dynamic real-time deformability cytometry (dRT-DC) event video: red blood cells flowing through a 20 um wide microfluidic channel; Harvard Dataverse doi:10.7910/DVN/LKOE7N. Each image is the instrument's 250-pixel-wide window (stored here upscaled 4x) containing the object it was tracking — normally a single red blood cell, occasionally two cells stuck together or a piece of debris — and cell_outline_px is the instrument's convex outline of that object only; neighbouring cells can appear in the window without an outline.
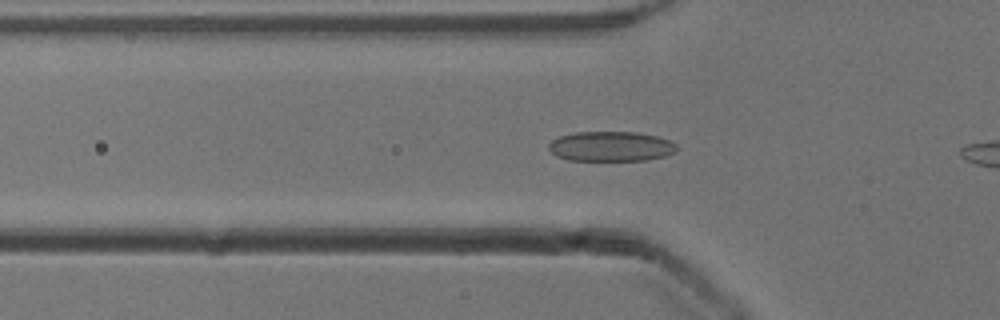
{"species": "common noctule bat (a hibernating species)", "species_latin": "Nyctalus noctula", "temperature_condition": "cold", "stored_images_in_passage": 44, "camera_frame_rate_fps": 3000, "um_per_image_px": 0.085, "animal": {"sex": "male", "body_mass_g": 13.3}, "frame": {"image": 1, "passage_image": 18, "time_ms": 5.667, "image_size_px": [1000, 320], "cell_outline_px": [[680, 148], [676, 152], [664, 156], [648, 160], [568, 160], [556, 156], [548, 148], [548, 144], [552, 140], [560, 136], [576, 132], [636, 132], [656, 136], [668, 140], [676, 144]], "centroid_in_image_um": [51.94, 12.44], "position_along_channel_um": 73.9, "area_um2": 22.37}}
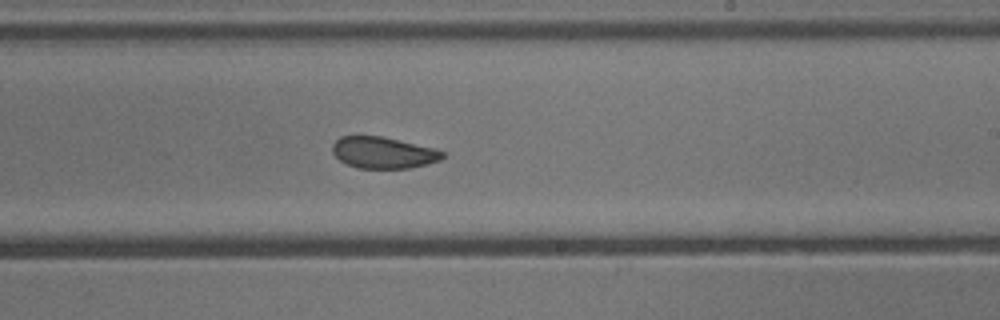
{"frame": {"image": 2, "passage_image": 32, "time_ms": 10.333, "image_size_px": [1000, 320], "cell_outline_px": [[444, 156], [440, 160], [428, 164], [408, 168], [356, 168], [340, 160], [332, 152], [332, 144], [340, 136], [380, 136], [436, 148], [444, 152]], "centroid_in_image_um": [32.58, 12.97], "position_along_channel_um": 256.4, "area_um2": 20.17}}
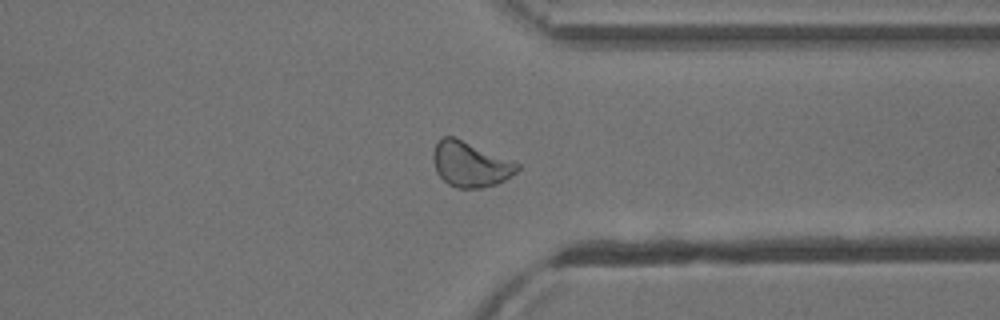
{"frame": {"image": 3, "passage_image": 41, "time_ms": 13.333, "image_size_px": [1000, 320], "cell_outline_px": [[520, 168], [516, 172], [504, 180], [496, 184], [480, 188], [456, 188], [448, 184], [436, 172], [432, 160], [432, 152], [436, 144], [444, 136], [452, 136], [520, 164]], "centroid_in_image_um": [39.94, 13.98], "position_along_channel_um": 371.5, "area_um2": 21.85}}